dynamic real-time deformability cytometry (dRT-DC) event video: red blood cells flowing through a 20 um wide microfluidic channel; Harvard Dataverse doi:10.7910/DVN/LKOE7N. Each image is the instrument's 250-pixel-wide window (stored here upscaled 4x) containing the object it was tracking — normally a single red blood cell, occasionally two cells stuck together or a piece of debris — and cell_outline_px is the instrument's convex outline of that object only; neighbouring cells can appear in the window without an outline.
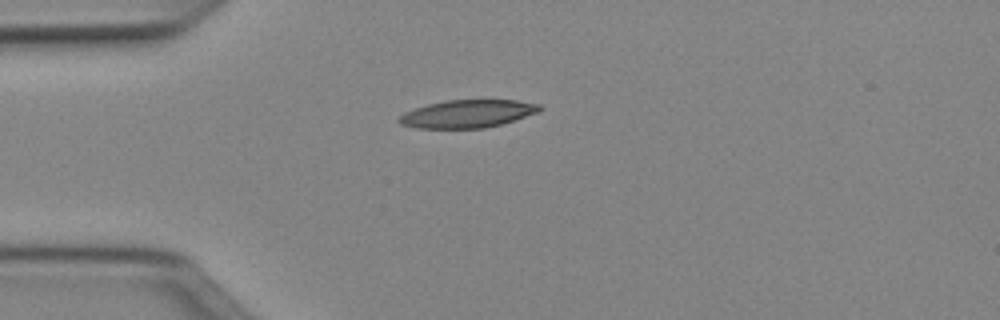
{"species": "Egyptian fruit bat (a non-hibernating species)", "species_latin": "Rousettus aegyptiacus", "temperature_condition": "cold", "stored_images_in_passage": 32, "camera_frame_rate_fps": 3000, "um_per_image_px": 0.085, "animal": {"sex": "female"}, "frame": {"image": 1, "passage_image": 1, "time_ms": 0.0, "image_size_px": [1000, 320], "cell_outline_px": [[544, 108], [540, 112], [500, 124], [484, 128], [416, 128], [400, 124], [396, 120], [404, 112], [428, 104], [444, 100], [516, 100], [540, 104]], "centroid_in_image_um": [39.75, 9.67], "position_along_channel_um": 45.3, "area_um2": 22.83}}
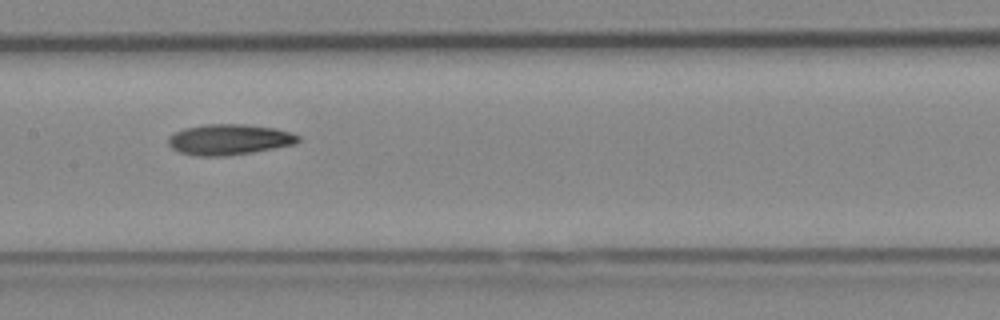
{"frame": {"image": 2, "passage_image": 13, "time_ms": 4.0, "image_size_px": [1000, 320], "cell_outline_px": [[300, 140], [296, 144], [252, 152], [224, 156], [200, 156], [180, 152], [172, 148], [168, 144], [168, 136], [172, 132], [184, 128], [204, 124], [244, 124], [276, 128], [292, 132], [300, 136]], "centroid_in_image_um": [19.48, 11.85], "position_along_channel_um": 187.9, "area_um2": 23.41}}
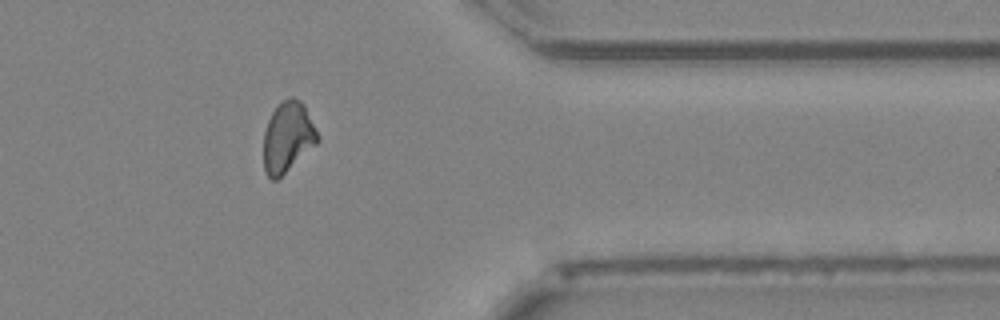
{"frame": {"image": 3, "passage_image": 29, "time_ms": 9.333, "image_size_px": [1000, 320], "cell_outline_px": [[320, 140], [316, 144], [276, 180], [272, 180], [264, 172], [264, 132], [268, 120], [272, 112], [288, 96], [292, 96], [300, 100], [304, 104]], "centroid_in_image_um": [24.44, 11.64], "position_along_channel_um": 387.0, "area_um2": 21.79}}